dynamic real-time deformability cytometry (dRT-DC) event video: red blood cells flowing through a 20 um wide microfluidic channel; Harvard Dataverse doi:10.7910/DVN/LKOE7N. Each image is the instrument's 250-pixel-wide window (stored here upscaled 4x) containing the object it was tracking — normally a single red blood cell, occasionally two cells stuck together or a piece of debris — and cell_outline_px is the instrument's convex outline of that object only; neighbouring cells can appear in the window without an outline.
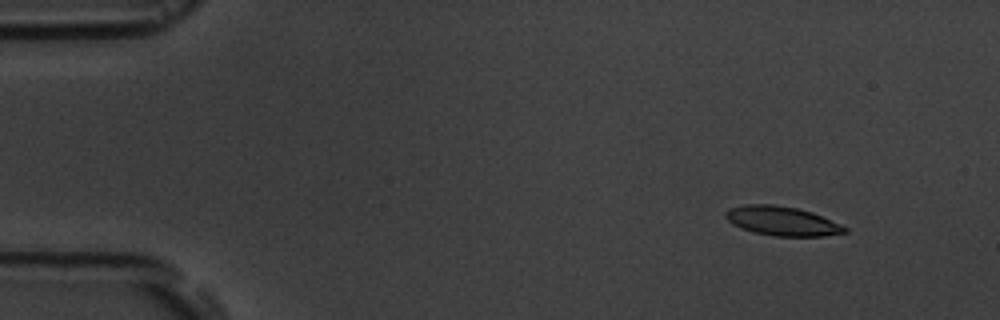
{"species": "common noctule bat (a hibernating species)", "species_latin": "Nyctalus noctula", "temperature_condition": "room temperature", "stored_images_in_passage": 5, "camera_frame_rate_fps": 3000, "um_per_image_px": 0.085, "animal": {"sex": "male", "body_mass_g": 19.5, "forearm_length_mm": 54.6}, "frame": {"image": 1, "passage_image": 2, "time_ms": 1.0, "image_size_px": [1000, 320], "cell_outline_px": [[848, 232], [824, 236], [772, 236], [752, 232], [740, 228], [732, 224], [724, 216], [724, 212], [732, 208], [744, 204], [772, 204], [796, 208], [812, 212], [840, 224], [848, 228]], "centroid_in_image_um": [66.46, 18.79], "position_along_channel_um": 18.5, "area_um2": 20.35}}
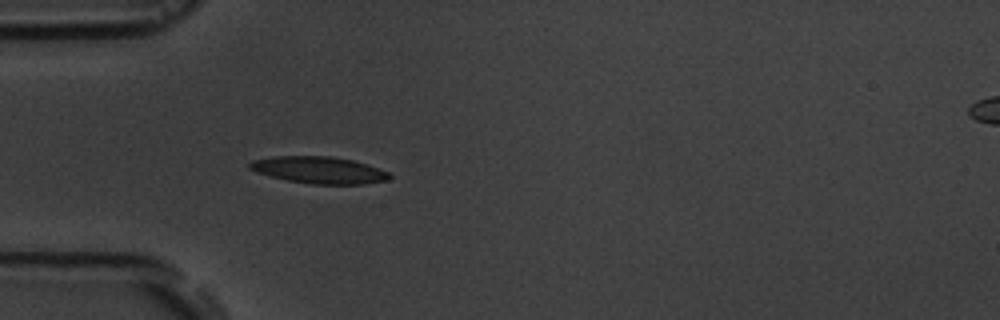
{"frame": {"image": 2, "passage_image": 5, "time_ms": 4.667, "image_size_px": [1000, 320], "cell_outline_px": [[392, 176], [388, 180], [364, 184], [312, 184], [288, 180], [256, 172], [248, 168], [248, 164], [252, 160], [272, 156], [332, 156], [352, 160], [388, 172]], "centroid_in_image_um": [27.09, 14.45], "position_along_channel_um": 57.9, "area_um2": 21.73}}